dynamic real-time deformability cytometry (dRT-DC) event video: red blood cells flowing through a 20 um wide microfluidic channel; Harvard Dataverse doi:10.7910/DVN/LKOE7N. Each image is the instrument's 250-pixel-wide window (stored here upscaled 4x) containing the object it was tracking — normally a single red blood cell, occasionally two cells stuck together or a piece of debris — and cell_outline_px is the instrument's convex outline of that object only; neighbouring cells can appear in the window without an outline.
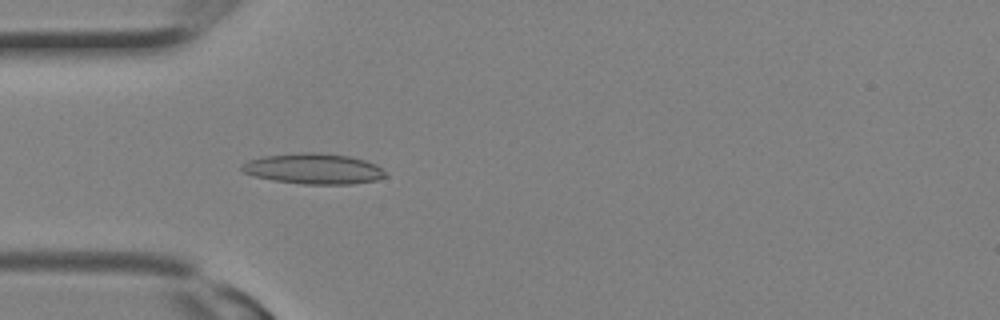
{"species": "Egyptian fruit bat (a non-hibernating species)", "species_latin": "Rousettus aegyptiacus", "temperature_condition": "room temperature", "stored_images_in_passage": 9, "camera_frame_rate_fps": 3000, "um_per_image_px": 0.085, "animal": {"sex": "female"}, "frame": {"image": 1, "passage_image": 9, "time_ms": 2.667, "image_size_px": [1000, 320], "cell_outline_px": [[388, 176], [376, 180], [352, 184], [304, 184], [272, 180], [256, 176], [244, 172], [240, 168], [240, 164], [248, 160], [264, 156], [304, 152], [316, 152], [348, 156], [364, 160], [376, 164], [388, 172]], "centroid_in_image_um": [26.69, 14.34], "position_along_channel_um": 58.3, "area_um2": 25.66}}